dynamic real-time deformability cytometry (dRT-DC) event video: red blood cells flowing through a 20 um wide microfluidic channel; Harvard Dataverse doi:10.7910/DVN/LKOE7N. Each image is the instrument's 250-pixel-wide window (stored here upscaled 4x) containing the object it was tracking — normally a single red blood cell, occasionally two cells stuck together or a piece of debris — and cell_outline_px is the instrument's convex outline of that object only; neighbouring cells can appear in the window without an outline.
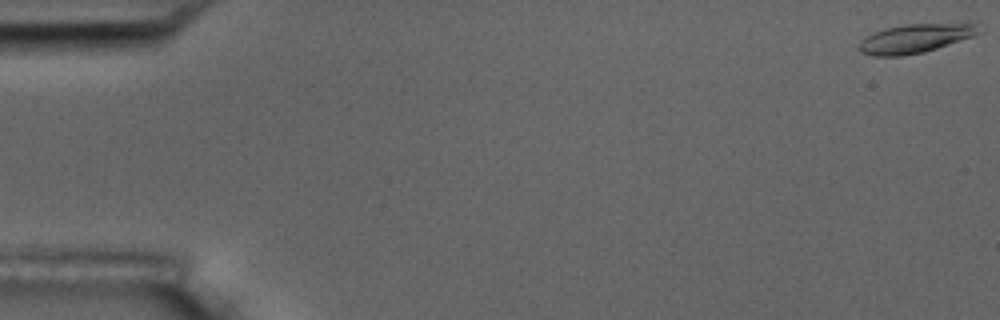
{"species": "common noctule bat (a hibernating species)", "species_latin": "Nyctalus noctula", "temperature_condition": "room temperature", "stored_images_in_passage": 4, "camera_frame_rate_fps": 3000, "um_per_image_px": 0.085, "animal": {"sex": "male", "body_mass_g": 17.5, "forearm_length_mm": 52.3}, "frame": {"image": 1, "passage_image": 1, "time_ms": 0.0, "image_size_px": [1000, 320], "cell_outline_px": [[984, 32], [924, 52], [900, 56], [872, 56], [860, 52], [860, 40], [864, 36], [872, 32], [888, 28], [908, 24], [968, 20], [976, 24]], "centroid_in_image_um": [77.89, 3.21], "position_along_channel_um": 7.1, "area_um2": 20.87}}